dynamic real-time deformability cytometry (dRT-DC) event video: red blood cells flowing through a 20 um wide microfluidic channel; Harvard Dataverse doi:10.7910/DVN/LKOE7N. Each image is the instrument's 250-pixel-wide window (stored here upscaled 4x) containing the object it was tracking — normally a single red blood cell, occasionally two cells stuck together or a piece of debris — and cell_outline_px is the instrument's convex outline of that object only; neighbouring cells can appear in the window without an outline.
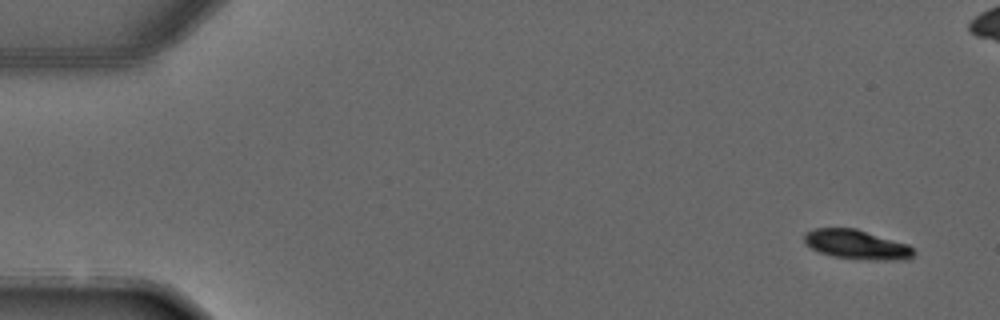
{"species": "common noctule bat (a hibernating species)", "species_latin": "Nyctalus noctula", "temperature_condition": "warm", "stored_images_in_passage": 4, "camera_frame_rate_fps": 3000, "um_per_image_px": 0.085, "animal": {"sex": "male", "forearm_length_mm": 52.5}, "frame": {"image": 1, "passage_image": 1, "time_ms": 0.0, "image_size_px": [1000, 320], "cell_outline_px": [[916, 252], [908, 260], [872, 260], [832, 256], [820, 252], [804, 244], [804, 232], [812, 228], [856, 228], [908, 244]], "centroid_in_image_um": [72.81, 20.78], "position_along_channel_um": 12.2, "area_um2": 18.9}}